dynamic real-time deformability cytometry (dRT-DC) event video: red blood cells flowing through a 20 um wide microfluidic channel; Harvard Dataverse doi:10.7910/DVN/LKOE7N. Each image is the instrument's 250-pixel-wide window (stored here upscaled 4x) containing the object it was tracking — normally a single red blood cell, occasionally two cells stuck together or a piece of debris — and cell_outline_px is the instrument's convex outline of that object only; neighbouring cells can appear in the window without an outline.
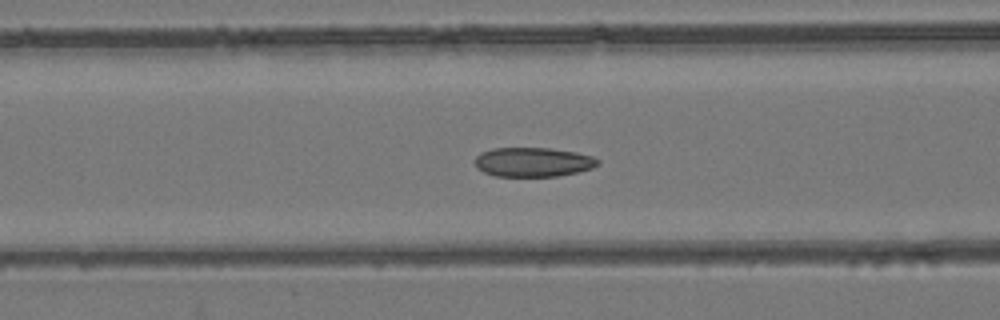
{"species": "common noctule bat (a hibernating species)", "species_latin": "Nyctalus noctula", "temperature_condition": "room temperature", "stored_images_in_passage": 54, "camera_frame_rate_fps": 3000, "um_per_image_px": 0.085, "animal": {"sex": "female", "body_mass_g": 24.6, "forearm_length_mm": 56.2}, "frame": {"image": 1, "passage_image": 22, "time_ms": 7.0, "image_size_px": [1000, 320], "cell_outline_px": [[600, 164], [592, 168], [576, 172], [556, 176], [496, 176], [484, 172], [476, 168], [476, 156], [480, 152], [492, 148], [548, 148], [576, 152], [592, 156], [600, 160]], "centroid_in_image_um": [45.31, 13.77], "position_along_channel_um": 121.3, "area_um2": 20.98}}
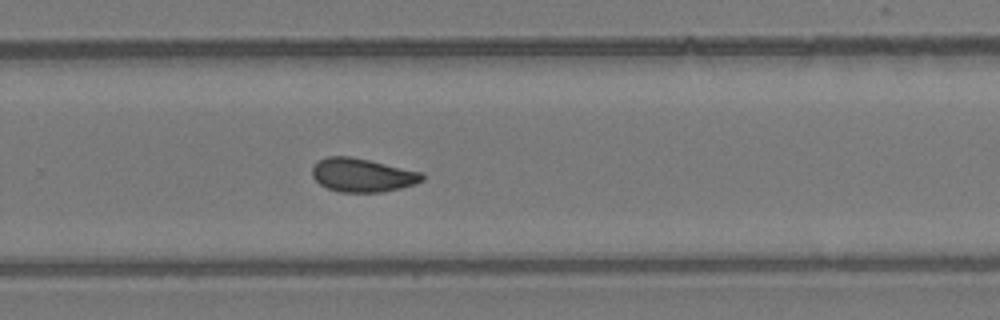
{"frame": {"image": 2, "passage_image": 36, "time_ms": 11.667, "image_size_px": [1000, 320], "cell_outline_px": [[424, 180], [416, 184], [400, 188], [380, 192], [340, 192], [328, 188], [320, 184], [312, 176], [312, 168], [320, 160], [328, 156], [348, 156], [368, 160], [424, 172]], "centroid_in_image_um": [30.83, 14.89], "position_along_channel_um": 299.0, "area_um2": 21.44}}
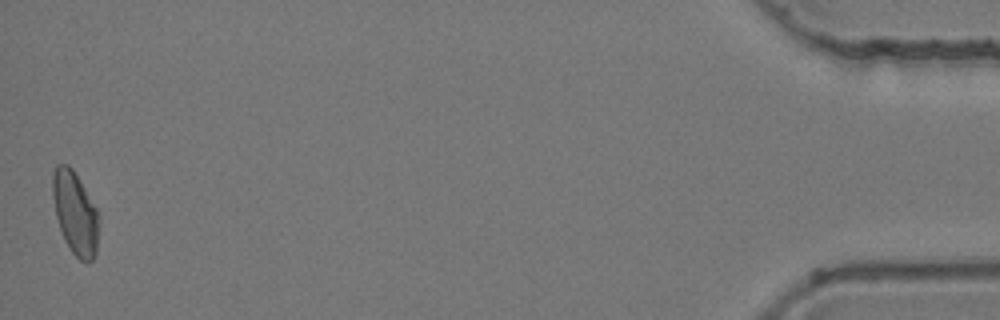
{"frame": {"image": 3, "passage_image": 54, "time_ms": 17.667, "image_size_px": [1000, 320], "cell_outline_px": [[100, 216], [96, 252], [92, 260], [88, 264], [80, 260], [72, 252], [64, 240], [56, 216], [52, 196], [52, 172], [56, 164], [68, 164], [72, 168], [96, 208]], "centroid_in_image_um": [6.39, 18.11], "position_along_channel_um": 428.8, "area_um2": 22.43}, "authors_computed_cell_mechanics": {"area_um2": 21.8773, "velocity_mm_per_s": 3.8191, "shape_relaxation_time_tau1_ms": null, "shape_relaxation_time_tau2_ms": 2.2572, "deformation_change_tau1": null, "deformation_change_tau2": 0.0757}}